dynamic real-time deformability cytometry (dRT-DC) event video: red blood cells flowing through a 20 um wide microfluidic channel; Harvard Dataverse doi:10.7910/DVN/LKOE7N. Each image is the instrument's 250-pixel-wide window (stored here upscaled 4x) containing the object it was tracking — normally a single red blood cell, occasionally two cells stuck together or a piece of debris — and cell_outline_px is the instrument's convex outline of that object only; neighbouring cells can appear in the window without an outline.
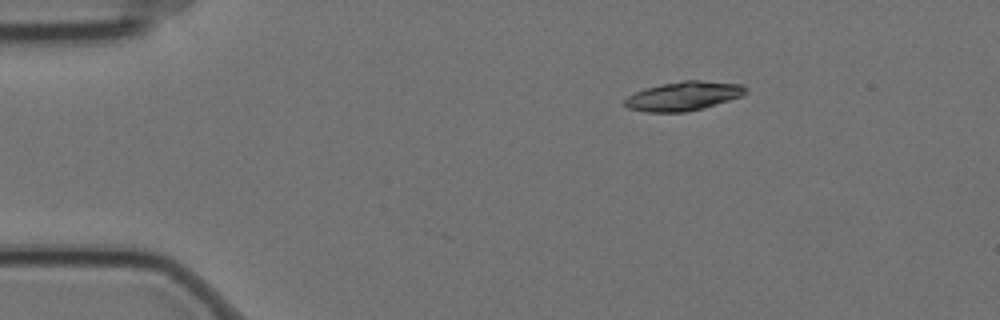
{"species": "Egyptian fruit bat (a non-hibernating species)", "species_latin": "Rousettus aegyptiacus", "temperature_condition": "cold", "stored_images_in_passage": 3, "camera_frame_rate_fps": 3000, "um_per_image_px": 0.085, "animal": {"sex": "female"}, "frame": {"image": 1, "passage_image": 1, "time_ms": 0.0, "image_size_px": [1000, 320], "cell_outline_px": [[748, 92], [744, 96], [704, 108], [684, 112], [648, 112], [628, 108], [624, 104], [624, 100], [628, 96], [644, 88], [660, 84], [684, 80], [700, 80], [744, 84], [748, 88]], "centroid_in_image_um": [58.16, 8.15], "position_along_channel_um": 26.8, "area_um2": 20.75}}